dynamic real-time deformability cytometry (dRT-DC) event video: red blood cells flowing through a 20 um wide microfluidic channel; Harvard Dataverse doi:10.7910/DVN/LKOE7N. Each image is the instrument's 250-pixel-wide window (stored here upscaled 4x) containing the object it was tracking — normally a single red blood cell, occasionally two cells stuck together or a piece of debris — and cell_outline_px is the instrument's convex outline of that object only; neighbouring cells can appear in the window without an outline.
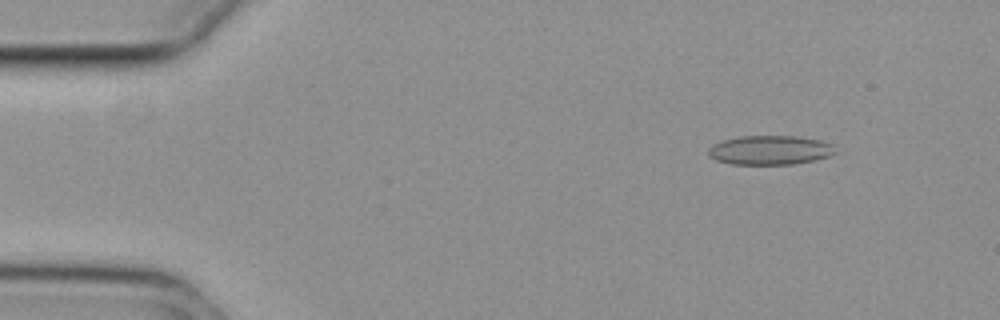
{"species": "common noctule bat (a hibernating species)", "species_latin": "Nyctalus noctula", "temperature_condition": "cold", "stored_images_in_passage": 55, "camera_frame_rate_fps": 3000, "um_per_image_px": 0.085, "animal": {"sex": "female", "body_mass_g": 29.2, "forearm_length_mm": 56.3}, "frame": {"image": 1, "passage_image": 7, "time_ms": 2.0, "image_size_px": [1000, 320], "cell_outline_px": [[836, 152], [828, 156], [816, 160], [792, 164], [732, 164], [716, 160], [708, 156], [708, 148], [724, 140], [740, 136], [796, 136], [820, 140], [832, 144]], "centroid_in_image_um": [65.45, 12.76], "position_along_channel_um": 19.5, "area_um2": 21.5}}
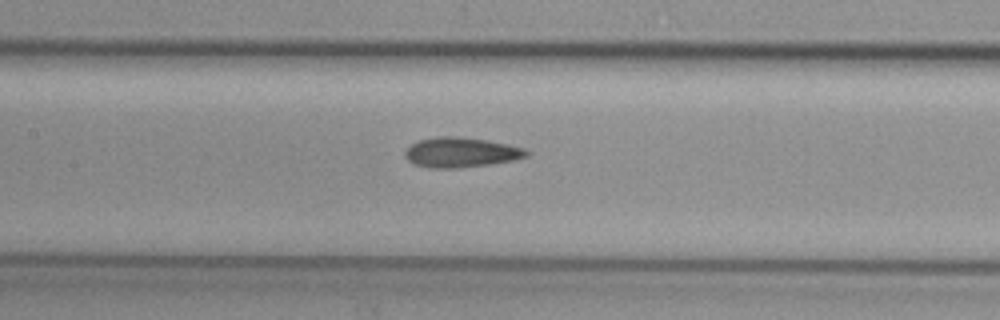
{"frame": {"image": 2, "passage_image": 26, "time_ms": 8.333, "image_size_px": [1000, 320], "cell_outline_px": [[532, 152], [528, 156], [512, 160], [488, 164], [460, 168], [428, 168], [412, 164], [404, 156], [404, 152], [412, 144], [420, 140], [436, 136], [456, 136], [484, 140], [524, 148]], "centroid_in_image_um": [39.15, 12.96], "position_along_channel_um": 168.3, "area_um2": 21.1}}
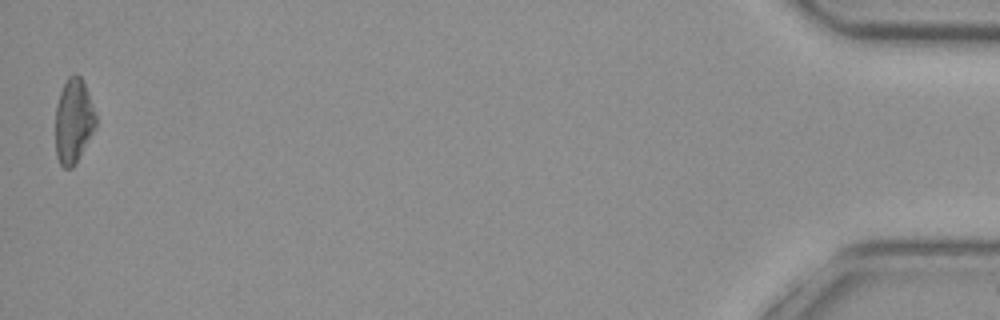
{"frame": {"image": 3, "passage_image": 55, "time_ms": 18.0, "image_size_px": [1000, 320], "cell_outline_px": [[96, 128], [76, 164], [72, 168], [64, 168], [60, 164], [56, 156], [56, 104], [60, 92], [68, 76], [80, 76], [84, 84], [96, 116]], "centroid_in_image_um": [6.24, 10.35], "position_along_channel_um": 429.0, "area_um2": 19.77}, "authors_computed_cell_mechanics": {"area_um2": 20.2878, "velocity_mm_per_s": 3.7407, "shape_relaxation_time_tau1_ms": null, "shape_relaxation_time_tau2_ms": 5.0976, "deformation_change_tau1": null, "deformation_change_tau2": 0.1232}}